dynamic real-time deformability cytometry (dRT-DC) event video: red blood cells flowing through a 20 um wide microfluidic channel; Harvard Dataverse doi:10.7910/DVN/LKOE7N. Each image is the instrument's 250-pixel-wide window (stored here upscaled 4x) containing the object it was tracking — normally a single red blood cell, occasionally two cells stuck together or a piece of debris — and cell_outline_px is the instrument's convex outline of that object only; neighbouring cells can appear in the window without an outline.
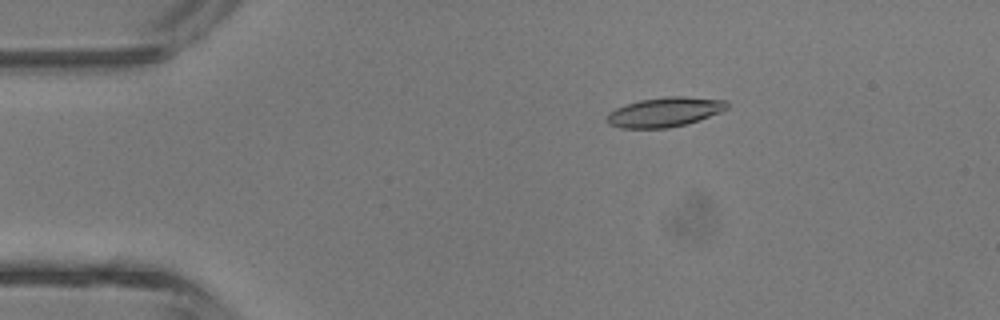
{"species": "common noctule bat (a hibernating species)", "species_latin": "Nyctalus noctula", "temperature_condition": "room temperature", "stored_images_in_passage": 35, "camera_frame_rate_fps": 3000, "um_per_image_px": 0.085, "animal": {"sex": "male", "body_mass_g": 13.3}, "frame": {"image": 1, "passage_image": 1, "time_ms": 0.0, "image_size_px": [1000, 320], "cell_outline_px": [[728, 108], [720, 112], [684, 124], [668, 128], [620, 128], [608, 124], [604, 120], [604, 116], [608, 112], [616, 108], [640, 100], [664, 96], [684, 96], [728, 100]], "centroid_in_image_um": [56.45, 9.52], "position_along_channel_um": 28.6, "area_um2": 20.75}}
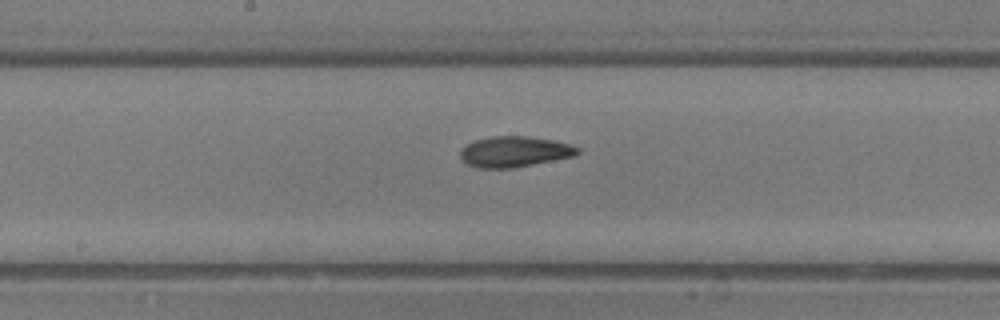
{"frame": {"image": 2, "passage_image": 15, "time_ms": 4.667, "image_size_px": [1000, 320], "cell_outline_px": [[580, 152], [576, 156], [512, 168], [480, 168], [468, 164], [460, 156], [460, 152], [468, 144], [476, 140], [492, 136], [528, 136], [552, 140], [568, 144], [580, 148]], "centroid_in_image_um": [43.77, 12.89], "position_along_channel_um": 204.4, "area_um2": 20.75}}
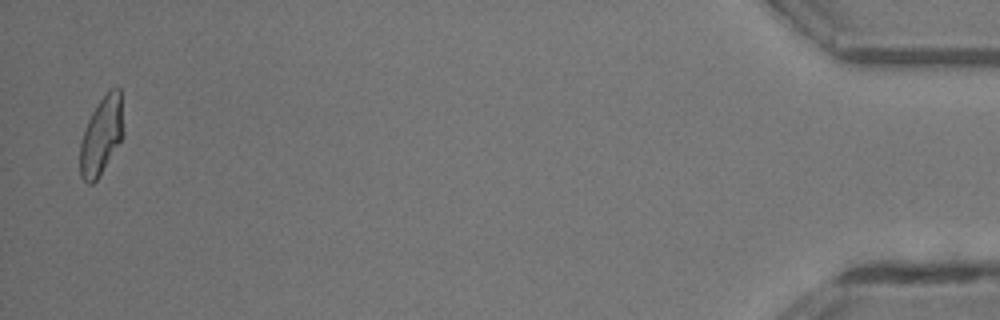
{"frame": {"image": 3, "passage_image": 34, "time_ms": 11.0, "image_size_px": [1000, 320], "cell_outline_px": [[124, 136], [96, 180], [92, 184], [88, 184], [80, 176], [80, 144], [84, 128], [96, 104], [108, 88], [120, 88], [124, 132]], "centroid_in_image_um": [8.62, 11.49], "position_along_channel_um": 426.6, "area_um2": 19.83}}